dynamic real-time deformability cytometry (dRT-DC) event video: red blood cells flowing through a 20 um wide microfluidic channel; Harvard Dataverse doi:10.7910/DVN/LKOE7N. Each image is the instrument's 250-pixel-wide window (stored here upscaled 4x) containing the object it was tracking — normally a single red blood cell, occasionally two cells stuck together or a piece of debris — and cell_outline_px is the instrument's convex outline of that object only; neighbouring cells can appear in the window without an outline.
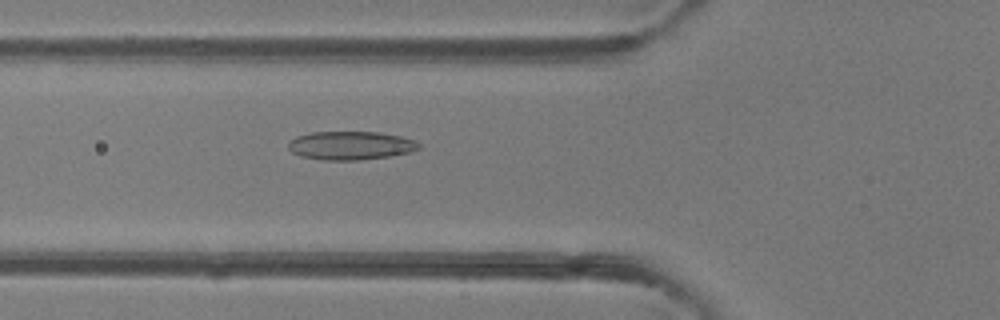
{"species": "common noctule bat (a hibernating species)", "species_latin": "Nyctalus noctula", "temperature_condition": "room temperature", "stored_images_in_passage": 43, "camera_frame_rate_fps": 3000, "um_per_image_px": 0.085, "animal": {"sex": "female"}, "frame": {"image": 1, "passage_image": 12, "time_ms": 3.667, "image_size_px": [1000, 320], "cell_outline_px": [[420, 148], [412, 152], [388, 156], [360, 160], [324, 160], [300, 156], [292, 152], [288, 148], [288, 140], [296, 136], [312, 132], [380, 132], [400, 136], [416, 140], [420, 144]], "centroid_in_image_um": [29.8, 12.36], "position_along_channel_um": 96.0, "area_um2": 21.85}}
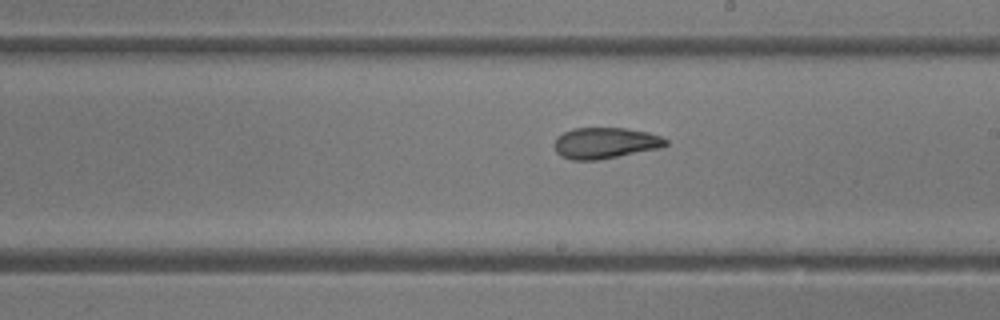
{"frame": {"image": 2, "passage_image": 22, "time_ms": 7.0, "image_size_px": [1000, 320], "cell_outline_px": [[668, 144], [660, 148], [596, 160], [572, 160], [560, 156], [556, 152], [552, 144], [556, 136], [572, 128], [624, 128], [648, 132], [660, 136], [668, 140]], "centroid_in_image_um": [51.39, 12.15], "position_along_channel_um": 237.6, "area_um2": 20.29}}
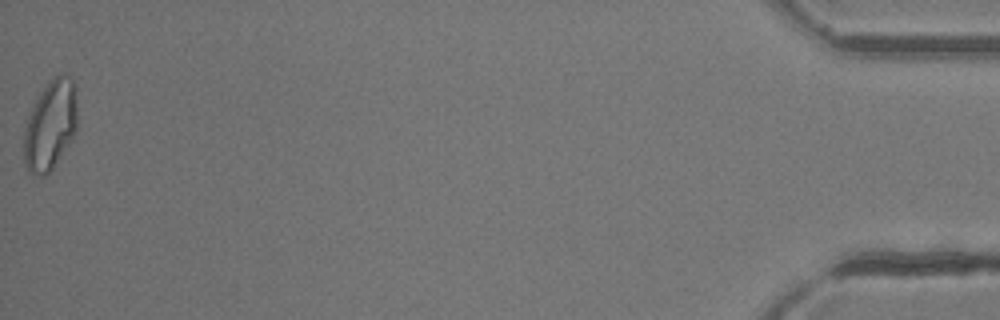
{"frame": {"image": 3, "passage_image": 43, "time_ms": 14.0, "image_size_px": [1000, 320], "cell_outline_px": [[76, 132], [72, 140], [52, 168], [44, 176], [40, 176], [28, 172], [24, 164], [24, 128], [28, 112], [40, 92], [48, 80], [60, 72], [64, 72], [72, 80], [76, 88]], "centroid_in_image_um": [4.26, 10.6], "position_along_channel_um": 430.9, "area_um2": 28.38}, "authors_computed_cell_mechanics": {"area_um2": 21.5594, "velocity_mm_per_s": 4.2319, "shape_relaxation_time_tau1_ms": null, "shape_relaxation_time_tau2_ms": 2.2258, "deformation_change_tau1": null, "deformation_change_tau2": 0.0802}}